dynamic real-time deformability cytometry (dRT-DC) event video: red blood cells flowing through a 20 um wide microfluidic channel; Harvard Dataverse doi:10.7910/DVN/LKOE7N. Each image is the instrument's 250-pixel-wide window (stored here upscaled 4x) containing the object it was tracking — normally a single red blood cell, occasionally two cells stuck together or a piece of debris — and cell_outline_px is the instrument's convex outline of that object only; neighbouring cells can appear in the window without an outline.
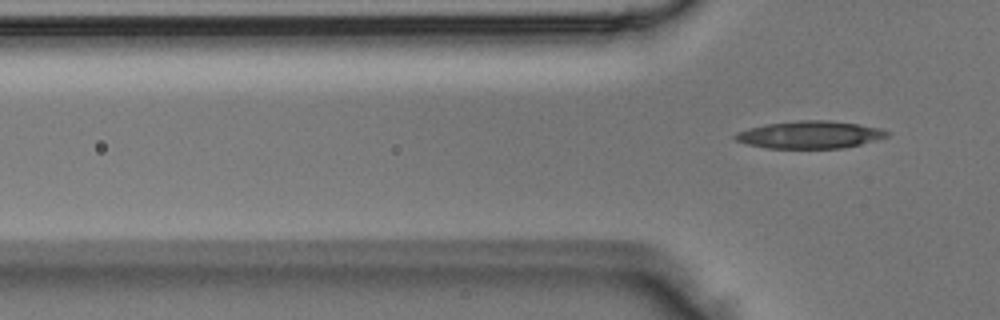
{"species": "Egyptian fruit bat (a non-hibernating species)", "species_latin": "Rousettus aegyptiacus", "temperature_condition": "room temperature", "stored_images_in_passage": 4, "camera_frame_rate_fps": 3000, "um_per_image_px": 0.085, "animal": {"sex": "male"}, "frame": {"image": 1, "passage_image": 4, "time_ms": 1.0, "image_size_px": [1000, 320], "cell_outline_px": [[888, 136], [876, 140], [844, 148], [768, 148], [748, 144], [736, 140], [732, 136], [736, 132], [748, 128], [764, 124], [796, 120], [832, 120], [880, 128], [888, 132]], "centroid_in_image_um": [68.8, 11.44], "position_along_channel_um": 57.0, "area_um2": 24.28}}